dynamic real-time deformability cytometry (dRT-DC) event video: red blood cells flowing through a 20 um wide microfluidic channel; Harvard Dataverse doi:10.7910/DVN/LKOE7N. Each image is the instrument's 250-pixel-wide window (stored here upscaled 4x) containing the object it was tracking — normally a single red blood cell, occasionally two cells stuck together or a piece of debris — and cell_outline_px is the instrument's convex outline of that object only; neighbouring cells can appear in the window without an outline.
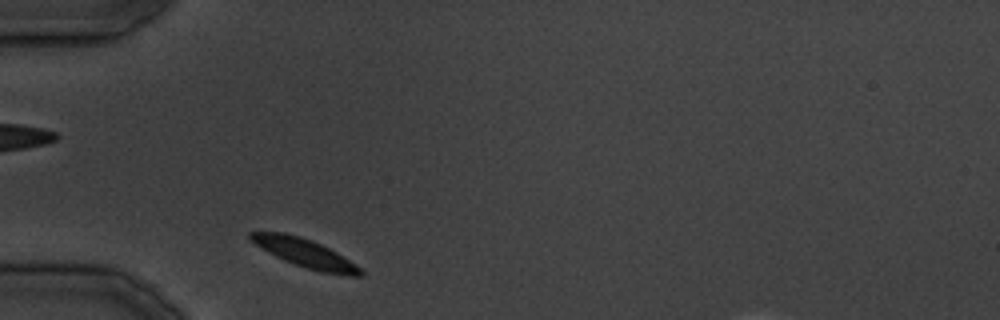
{"species": "common noctule bat (a hibernating species)", "species_latin": "Nyctalus noctula", "temperature_condition": "cold", "stored_images_in_passage": 4, "camera_frame_rate_fps": 3000, "um_per_image_px": 0.085, "animal": {"sex": "male", "body_mass_g": 19.5, "forearm_length_mm": 54.6}, "frame": {"image": 1, "passage_image": 1, "time_ms": 0.0, "image_size_px": [1000, 320], "cell_outline_px": [[364, 276], [348, 276], [324, 272], [308, 268], [284, 260], [268, 252], [256, 244], [248, 236], [248, 232], [284, 232], [300, 236], [312, 240], [336, 252], [356, 264], [364, 272]], "centroid_in_image_um": [25.95, 21.51], "position_along_channel_um": 59.0, "area_um2": 17.92}}